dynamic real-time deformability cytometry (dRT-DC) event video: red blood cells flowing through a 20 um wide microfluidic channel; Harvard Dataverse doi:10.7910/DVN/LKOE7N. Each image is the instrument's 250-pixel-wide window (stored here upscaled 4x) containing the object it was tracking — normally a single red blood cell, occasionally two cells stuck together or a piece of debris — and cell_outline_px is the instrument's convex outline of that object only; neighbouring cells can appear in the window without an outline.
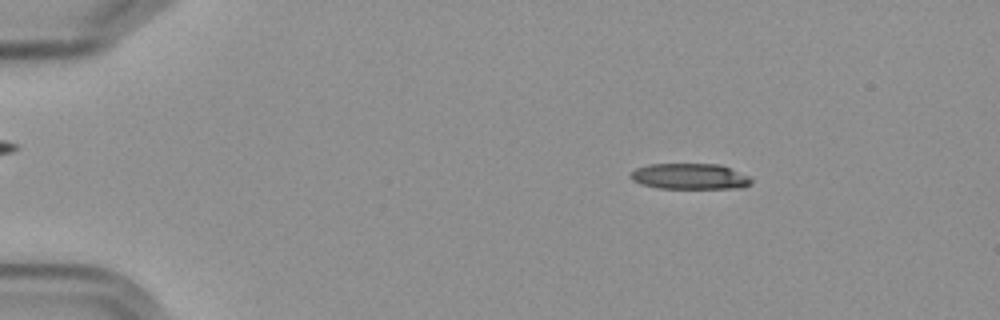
{"species": "Egyptian fruit bat (a non-hibernating species)", "species_latin": "Rousettus aegyptiacus", "temperature_condition": "cold", "stored_images_in_passage": 50, "camera_frame_rate_fps": 3000, "um_per_image_px": 0.085, "frame": {"image": 1, "passage_image": 2, "time_ms": 0.333, "image_size_px": [1000, 320], "cell_outline_px": [[752, 184], [740, 188], [656, 188], [640, 184], [632, 180], [628, 176], [636, 168], [648, 164], [720, 164], [748, 176], [752, 180]], "centroid_in_image_um": [58.6, 15.0], "position_along_channel_um": 26.4, "area_um2": 18.21}}
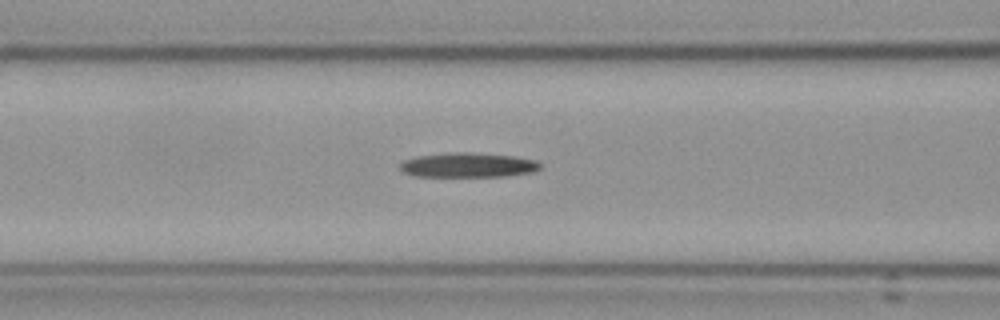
{"frame": {"image": 2, "passage_image": 17, "time_ms": 5.333, "image_size_px": [1000, 320], "cell_outline_px": [[544, 164], [536, 172], [508, 176], [416, 176], [404, 172], [400, 168], [400, 164], [404, 160], [416, 156], [448, 152], [472, 152], [512, 156], [536, 160]], "centroid_in_image_um": [39.84, 14.02], "position_along_channel_um": 126.8, "area_um2": 20.29}}
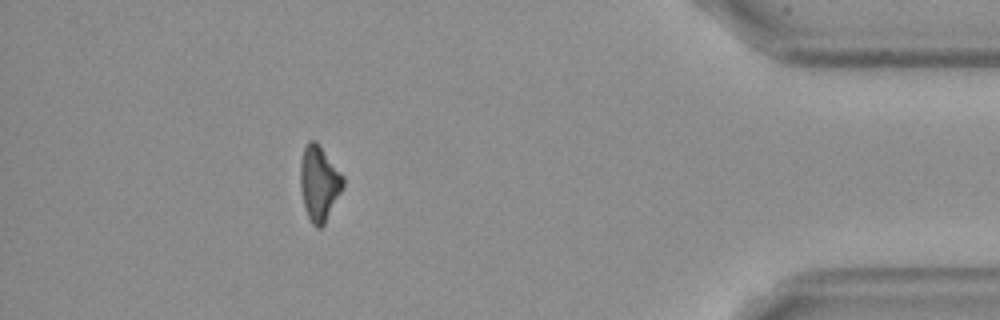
{"frame": {"image": 3, "passage_image": 44, "time_ms": 14.333, "image_size_px": [1000, 320], "cell_outline_px": [[344, 188], [324, 224], [320, 228], [316, 228], [312, 224], [308, 216], [304, 204], [300, 188], [300, 164], [304, 148], [308, 140], [316, 140], [344, 176]], "centroid_in_image_um": [27.14, 15.56], "position_along_channel_um": 408.1, "area_um2": 18.79}}